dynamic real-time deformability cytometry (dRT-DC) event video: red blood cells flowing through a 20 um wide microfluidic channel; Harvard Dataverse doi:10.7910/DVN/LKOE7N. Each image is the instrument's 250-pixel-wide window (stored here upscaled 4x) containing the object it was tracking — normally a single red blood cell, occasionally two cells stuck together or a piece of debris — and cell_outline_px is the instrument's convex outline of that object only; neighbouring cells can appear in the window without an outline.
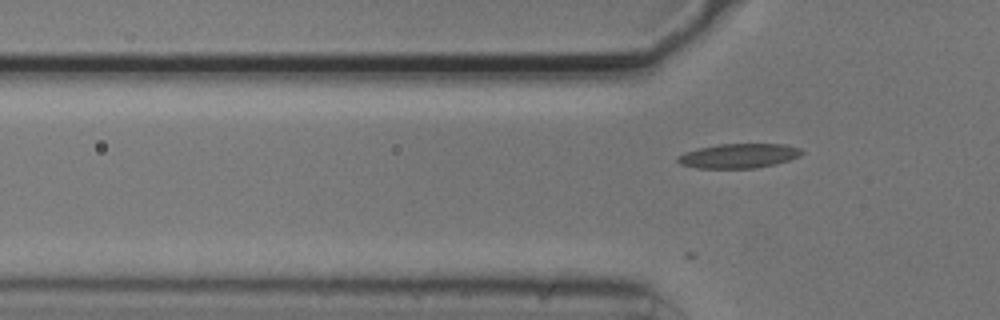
{"species": "common noctule bat (a hibernating species)", "species_latin": "Nyctalus noctula", "temperature_condition": "cold", "stored_images_in_passage": 12, "camera_frame_rate_fps": 3000, "um_per_image_px": 0.085, "animal": {"sex": "male", "body_mass_g": 20.5, "forearm_length_mm": 52.5}, "frame": {"image": 1, "passage_image": 4, "time_ms": 1.0, "image_size_px": [1000, 320], "cell_outline_px": [[804, 152], [800, 156], [776, 164], [752, 168], [696, 168], [680, 164], [676, 160], [676, 156], [684, 152], [716, 144], [784, 144], [800, 148]], "centroid_in_image_um": [62.77, 13.24], "position_along_channel_um": 63.0, "area_um2": 17.74}}
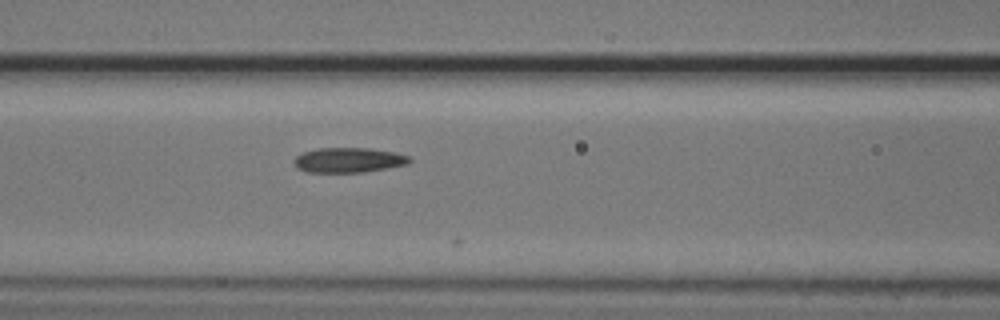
{"frame": {"image": 2, "passage_image": 10, "time_ms": 3.0, "image_size_px": [1000, 320], "cell_outline_px": [[412, 160], [408, 164], [388, 168], [364, 172], [308, 172], [296, 168], [292, 160], [296, 156], [304, 152], [316, 148], [368, 148], [396, 152], [408, 156]], "centroid_in_image_um": [29.62, 13.6], "position_along_channel_um": 137.0, "area_um2": 16.88}}